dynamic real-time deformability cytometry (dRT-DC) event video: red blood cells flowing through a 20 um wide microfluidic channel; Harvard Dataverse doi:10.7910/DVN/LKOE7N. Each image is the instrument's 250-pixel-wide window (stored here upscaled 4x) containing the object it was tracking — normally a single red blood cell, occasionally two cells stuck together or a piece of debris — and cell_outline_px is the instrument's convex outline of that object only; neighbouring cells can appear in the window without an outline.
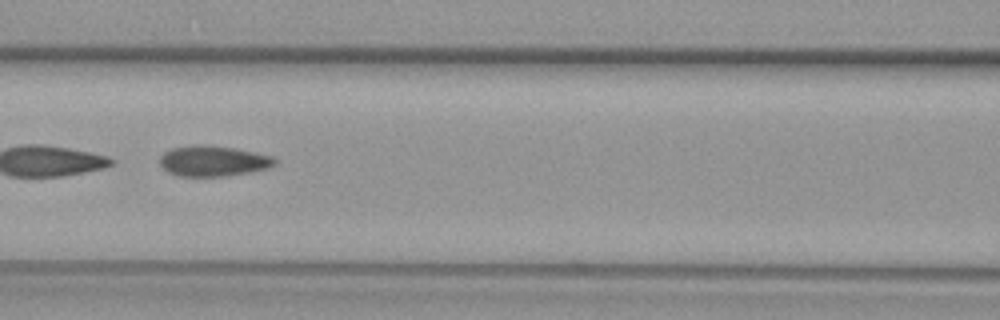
{"species": "common noctule bat (a hibernating species)", "species_latin": "Nyctalus noctula", "temperature_condition": "warm", "stored_images_in_passage": 48, "camera_frame_rate_fps": 3000, "um_per_image_px": 0.085, "animal": {"sex": "female", "body_mass_g": 29.2, "forearm_length_mm": 56.3}, "frame": {"image": 1, "passage_image": 21, "time_ms": 6.667, "image_size_px": [1000, 320], "cell_outline_px": [[276, 164], [268, 168], [252, 172], [224, 176], [176, 176], [168, 172], [160, 164], [160, 156], [164, 152], [172, 148], [192, 144], [204, 144], [236, 148], [272, 156], [276, 160]], "centroid_in_image_um": [18.11, 13.68], "position_along_channel_um": 148.5, "area_um2": 20.69}}